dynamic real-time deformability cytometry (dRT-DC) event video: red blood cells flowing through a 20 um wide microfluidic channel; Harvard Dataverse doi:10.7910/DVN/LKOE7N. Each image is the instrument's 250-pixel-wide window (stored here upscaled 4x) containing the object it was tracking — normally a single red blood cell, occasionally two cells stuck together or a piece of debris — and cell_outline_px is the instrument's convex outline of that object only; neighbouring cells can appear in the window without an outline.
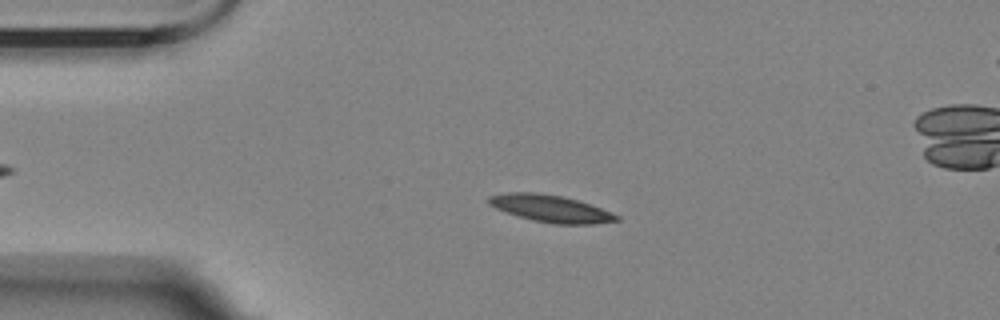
{"species": "Egyptian fruit bat (a non-hibernating species)", "species_latin": "Rousettus aegyptiacus", "temperature_condition": "room temperature", "stored_images_in_passage": 53, "camera_frame_rate_fps": 3000, "um_per_image_px": 0.085, "animal": {"sex": "female"}, "frame": {"image": 1, "passage_image": 8, "time_ms": 2.333, "image_size_px": [1000, 320], "cell_outline_px": [[620, 220], [592, 224], [556, 224], [532, 220], [496, 208], [488, 204], [488, 196], [508, 192], [536, 192], [560, 196], [576, 200], [600, 208], [620, 216]], "centroid_in_image_um": [46.79, 17.72], "position_along_channel_um": 38.2, "area_um2": 19.83}}
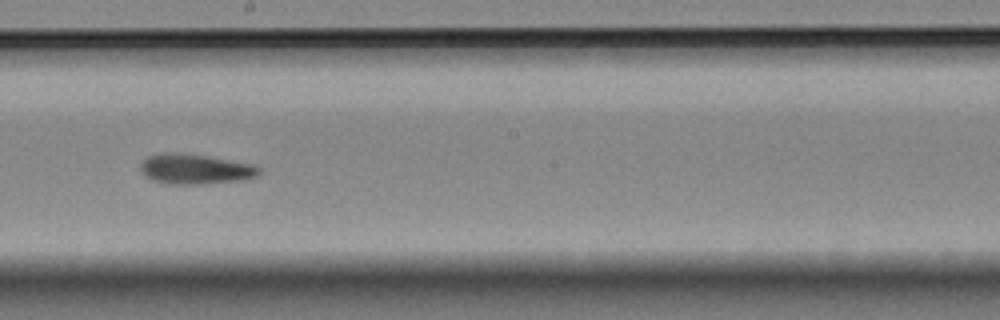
{"frame": {"image": 2, "passage_image": 27, "time_ms": 8.667, "image_size_px": [1000, 320], "cell_outline_px": [[260, 172], [256, 176], [244, 180], [200, 184], [172, 184], [152, 180], [144, 176], [140, 168], [140, 164], [148, 156], [160, 152], [176, 152], [204, 156], [252, 164], [260, 168]], "centroid_in_image_um": [16.55, 14.37], "position_along_channel_um": 231.6, "area_um2": 20.69}}
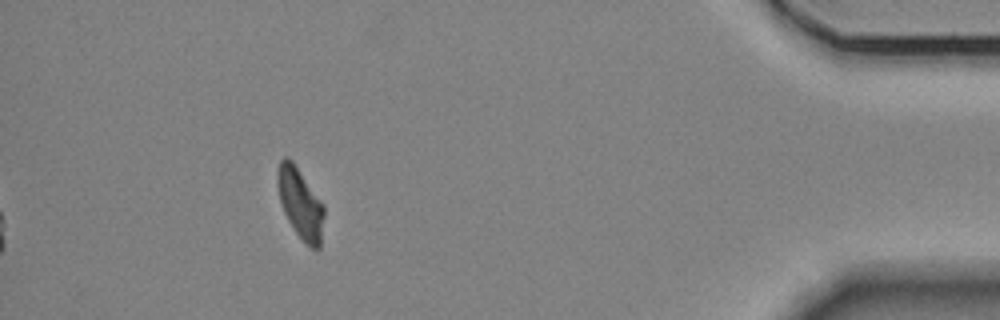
{"frame": {"image": 3, "passage_image": 47, "time_ms": 15.333, "image_size_px": [1000, 320], "cell_outline_px": [[324, 216], [320, 248], [312, 248], [296, 232], [288, 220], [284, 212], [280, 200], [276, 184], [276, 172], [280, 160], [284, 156], [288, 156], [292, 160], [324, 204]], "centroid_in_image_um": [25.51, 17.22], "position_along_channel_um": 409.7, "area_um2": 19.07}, "authors_computed_cell_mechanics": {"area_um2": 19.8254, "velocity_mm_per_s": 3.5012, "shape_relaxation_time_tau1_ms": 4.2254, "shape_relaxation_time_tau2_ms": 2.0223, "deformation_change_tau1": 0.1368, "deformation_change_tau2": 0.086}}